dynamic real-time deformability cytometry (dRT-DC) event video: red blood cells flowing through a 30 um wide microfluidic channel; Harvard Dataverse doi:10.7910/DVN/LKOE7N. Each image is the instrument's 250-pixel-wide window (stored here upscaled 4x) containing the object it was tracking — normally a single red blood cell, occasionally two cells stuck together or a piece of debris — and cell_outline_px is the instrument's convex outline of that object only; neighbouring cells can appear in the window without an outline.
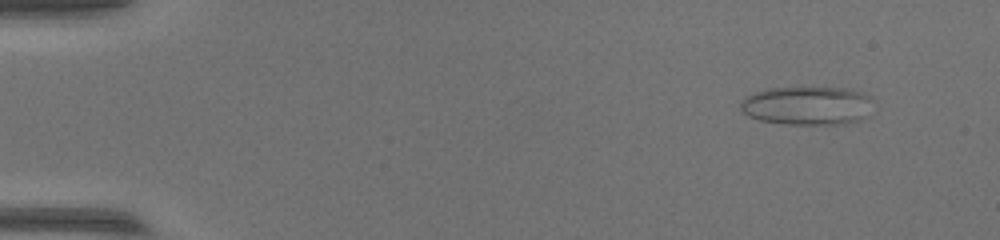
{"species": "common noctule bat (a hibernating species)", "species_latin": "Nyctalus noctula", "temperature_condition": "warm", "stored_images_in_passage": 49, "camera_frame_rate_fps": 3000, "um_per_image_px": 0.085, "animal": {"sex": "female", "body_mass_g": 17.0, "forearm_length_mm": 48.0}, "frame": {"image": 1, "passage_image": 1, "time_ms": 0.0, "image_size_px": [1000, 240], "cell_outline_px": [[876, 100], [864, 116], [856, 120], [844, 124], [788, 124], [760, 120], [748, 116], [740, 108], [740, 104], [744, 96], [756, 92], [772, 88], [844, 88], [860, 92], [872, 96]], "centroid_in_image_um": [68.62, 8.97], "position_along_channel_um": 16.4, "area_um2": 29.71}}
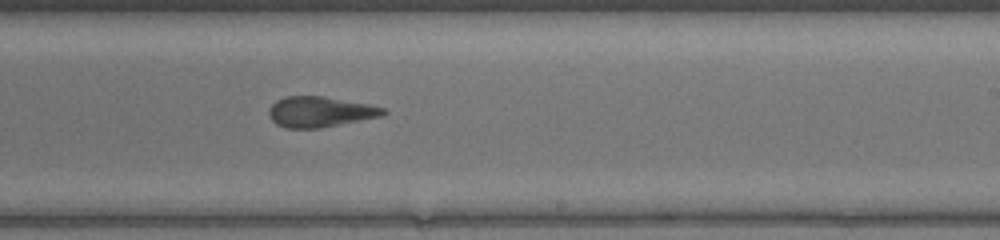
{"frame": {"image": 2, "passage_image": 29, "time_ms": 9.333, "image_size_px": [1000, 240], "cell_outline_px": [[388, 112], [384, 116], [320, 128], [284, 128], [276, 124], [268, 116], [268, 108], [276, 100], [284, 96], [324, 96], [368, 104], [384, 108]], "centroid_in_image_um": [27.19, 9.5], "position_along_channel_um": 261.8, "area_um2": 20.58}}
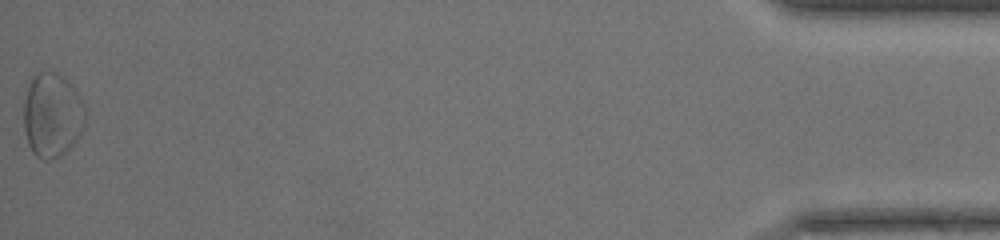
{"frame": {"image": 3, "passage_image": 49, "time_ms": 16.0, "image_size_px": [1000, 240], "cell_outline_px": [[84, 128], [76, 140], [60, 156], [52, 160], [44, 160], [36, 156], [32, 152], [28, 144], [24, 128], [24, 100], [28, 88], [32, 80], [40, 72], [56, 72], [84, 100]], "centroid_in_image_um": [4.43, 9.84], "position_along_channel_um": 430.8, "area_um2": 29.77}}